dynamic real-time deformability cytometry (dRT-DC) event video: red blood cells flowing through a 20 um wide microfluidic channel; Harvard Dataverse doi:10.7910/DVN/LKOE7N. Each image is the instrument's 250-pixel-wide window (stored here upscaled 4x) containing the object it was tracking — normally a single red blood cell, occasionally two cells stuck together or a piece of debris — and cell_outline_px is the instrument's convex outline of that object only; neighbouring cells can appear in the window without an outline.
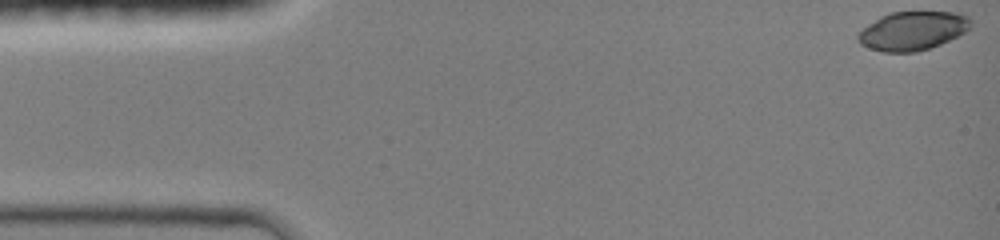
{"species": "common noctule bat (a hibernating species)", "species_latin": "Nyctalus noctula", "temperature_condition": "room temperature", "stored_images_in_passage": 42, "camera_frame_rate_fps": 3000, "um_per_image_px": 0.085, "animal": {"sex": "female", "body_mass_g": 19.0, "forearm_length_mm": 51.5}, "frame": {"image": 1, "passage_image": 1, "time_ms": 0.0, "image_size_px": [1000, 240], "cell_outline_px": [[972, 28], [940, 44], [916, 52], [884, 52], [868, 48], [860, 44], [856, 36], [868, 24], [880, 16], [892, 12], [960, 12], [968, 16], [972, 20]], "centroid_in_image_um": [77.59, 2.61], "position_along_channel_um": 7.4, "area_um2": 25.49}}
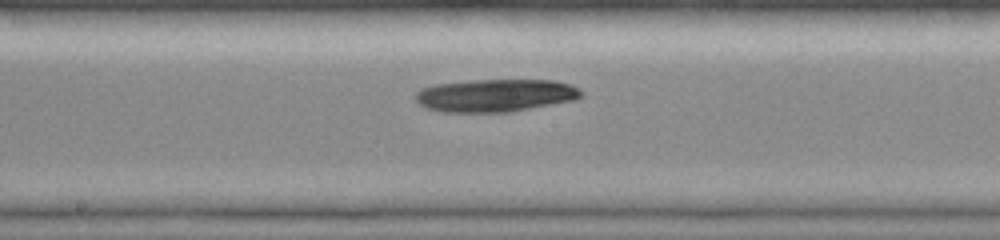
{"frame": {"image": 2, "passage_image": 24, "time_ms": 7.667, "image_size_px": [1000, 240], "cell_outline_px": [[584, 96], [572, 100], [508, 112], [444, 112], [424, 108], [416, 104], [412, 96], [420, 88], [436, 84], [468, 80], [552, 80], [572, 84], [580, 88], [584, 92]], "centroid_in_image_um": [42.04, 8.1], "position_along_channel_um": 206.2, "area_um2": 32.02}}
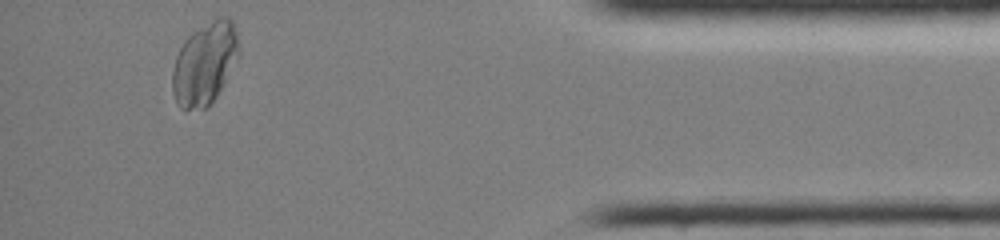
{"frame": {"image": 3, "passage_image": 42, "time_ms": 13.667, "image_size_px": [1000, 240], "cell_outline_px": [[240, 56], [216, 96], [204, 108], [184, 112], [180, 108], [172, 92], [172, 72], [176, 56], [184, 40], [192, 32], [220, 16], [228, 16], [232, 20], [240, 44]], "centroid_in_image_um": [17.41, 5.4], "position_along_channel_um": 417.8, "area_um2": 32.02}}